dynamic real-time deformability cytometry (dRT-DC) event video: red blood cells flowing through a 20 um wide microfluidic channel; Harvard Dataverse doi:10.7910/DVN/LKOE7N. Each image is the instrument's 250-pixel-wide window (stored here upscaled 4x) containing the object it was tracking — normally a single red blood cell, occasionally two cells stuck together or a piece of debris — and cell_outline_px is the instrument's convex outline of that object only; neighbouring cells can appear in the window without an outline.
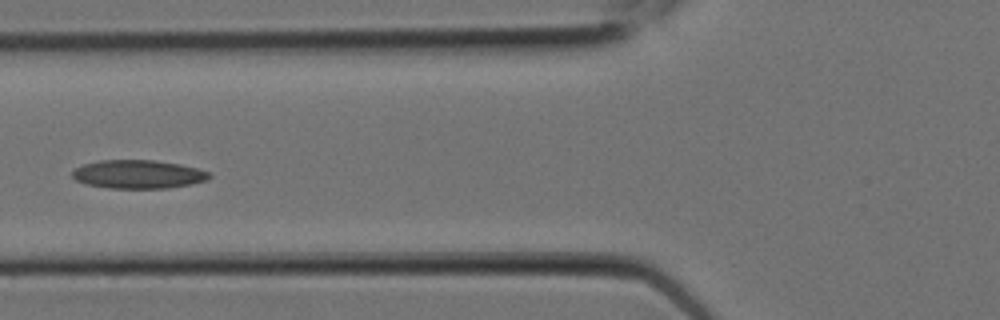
{"species": "Egyptian fruit bat (a non-hibernating species)", "species_latin": "Rousettus aegyptiacus", "temperature_condition": "room temperature", "stored_images_in_passage": 10, "camera_frame_rate_fps": 3000, "um_per_image_px": 0.085, "animal": {"sex": "female"}, "frame": {"image": 1, "passage_image": 6, "time_ms": 1.667, "image_size_px": [1000, 320], "cell_outline_px": [[212, 176], [208, 180], [168, 188], [108, 188], [88, 184], [76, 180], [72, 176], [72, 172], [76, 168], [84, 164], [100, 160], [152, 160], [180, 164], [196, 168], [208, 172]], "centroid_in_image_um": [11.75, 14.81], "position_along_channel_um": 114.1, "area_um2": 22.54}}
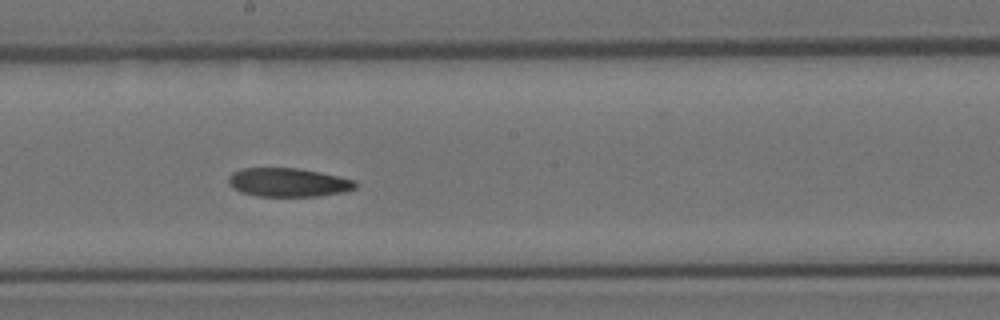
{"frame": {"image": 2, "passage_image": 9, "time_ms": 2.667, "image_size_px": [1000, 320], "cell_outline_px": [[356, 188], [344, 192], [320, 196], [256, 196], [240, 192], [232, 188], [228, 184], [228, 176], [232, 172], [240, 168], [296, 168], [320, 172], [340, 176], [356, 180]], "centroid_in_image_um": [24.48, 15.5], "position_along_channel_um": 223.7, "area_um2": 21.5}}
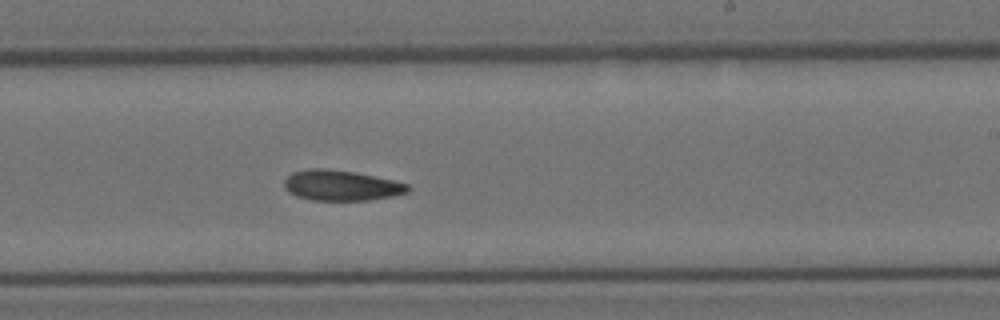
{"frame": {"image": 3, "passage_image": 10, "time_ms": 3.0, "image_size_px": [1000, 320], "cell_outline_px": [[412, 188], [408, 192], [392, 196], [368, 200], [312, 200], [296, 196], [284, 188], [284, 180], [292, 172], [308, 168], [328, 168], [356, 172], [392, 180], [408, 184]], "centroid_in_image_um": [28.99, 15.75], "position_along_channel_um": 260.0, "area_um2": 22.02}}